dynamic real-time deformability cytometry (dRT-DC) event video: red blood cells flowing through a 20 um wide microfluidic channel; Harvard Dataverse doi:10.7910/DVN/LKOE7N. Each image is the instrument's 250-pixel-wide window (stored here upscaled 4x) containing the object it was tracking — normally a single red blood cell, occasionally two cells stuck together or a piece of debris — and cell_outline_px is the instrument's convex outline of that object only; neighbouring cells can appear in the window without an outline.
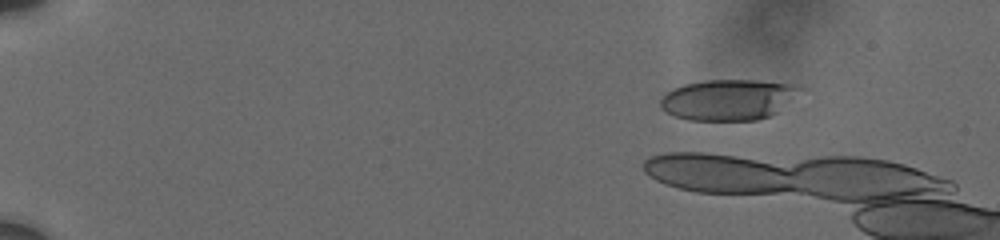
{"species": "human", "species_latin": "Homo sapiens", "temperature_condition": "cold", "stored_images_in_passage": 5, "camera_frame_rate_fps": 3000, "um_per_image_px": 0.085, "donor": {"sex": "male"}, "frame": {"image": 1, "passage_image": 4, "time_ms": 2.667, "image_size_px": [1000, 240], "cell_outline_px": [[800, 88], [776, 112], [768, 116], [756, 120], [692, 120], [676, 116], [660, 108], [660, 96], [672, 88], [684, 84], [704, 80], [756, 80], [792, 84]], "centroid_in_image_um": [61.78, 8.46], "position_along_channel_um": 23.2, "area_um2": 32.6}}